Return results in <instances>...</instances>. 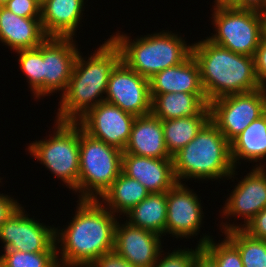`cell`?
<instances>
[{
  "mask_svg": "<svg viewBox=\"0 0 266 267\" xmlns=\"http://www.w3.org/2000/svg\"><path fill=\"white\" fill-rule=\"evenodd\" d=\"M149 191L138 181L129 178L122 172L113 181L111 186L98 199L113 214H123L129 212L134 206L143 201ZM102 200V201H101ZM106 204V205H105Z\"/></svg>",
  "mask_w": 266,
  "mask_h": 267,
  "instance_id": "24",
  "label": "cell"
},
{
  "mask_svg": "<svg viewBox=\"0 0 266 267\" xmlns=\"http://www.w3.org/2000/svg\"><path fill=\"white\" fill-rule=\"evenodd\" d=\"M47 38L40 18L21 17L0 7V42L9 49L15 52L36 48Z\"/></svg>",
  "mask_w": 266,
  "mask_h": 267,
  "instance_id": "18",
  "label": "cell"
},
{
  "mask_svg": "<svg viewBox=\"0 0 266 267\" xmlns=\"http://www.w3.org/2000/svg\"><path fill=\"white\" fill-rule=\"evenodd\" d=\"M150 95L165 93H204L200 69L192 54L182 63L166 68L149 79Z\"/></svg>",
  "mask_w": 266,
  "mask_h": 267,
  "instance_id": "21",
  "label": "cell"
},
{
  "mask_svg": "<svg viewBox=\"0 0 266 267\" xmlns=\"http://www.w3.org/2000/svg\"><path fill=\"white\" fill-rule=\"evenodd\" d=\"M28 216L21 205L0 227V240L4 250L57 252L54 225L47 226Z\"/></svg>",
  "mask_w": 266,
  "mask_h": 267,
  "instance_id": "10",
  "label": "cell"
},
{
  "mask_svg": "<svg viewBox=\"0 0 266 267\" xmlns=\"http://www.w3.org/2000/svg\"><path fill=\"white\" fill-rule=\"evenodd\" d=\"M18 63L36 100L44 97L42 44L32 49L15 51Z\"/></svg>",
  "mask_w": 266,
  "mask_h": 267,
  "instance_id": "28",
  "label": "cell"
},
{
  "mask_svg": "<svg viewBox=\"0 0 266 267\" xmlns=\"http://www.w3.org/2000/svg\"><path fill=\"white\" fill-rule=\"evenodd\" d=\"M22 204L14 200L7 194L0 193V227L5 223L7 218L15 212Z\"/></svg>",
  "mask_w": 266,
  "mask_h": 267,
  "instance_id": "36",
  "label": "cell"
},
{
  "mask_svg": "<svg viewBox=\"0 0 266 267\" xmlns=\"http://www.w3.org/2000/svg\"><path fill=\"white\" fill-rule=\"evenodd\" d=\"M186 183H176L166 192V234L175 238L197 236L204 218L197 194Z\"/></svg>",
  "mask_w": 266,
  "mask_h": 267,
  "instance_id": "14",
  "label": "cell"
},
{
  "mask_svg": "<svg viewBox=\"0 0 266 267\" xmlns=\"http://www.w3.org/2000/svg\"><path fill=\"white\" fill-rule=\"evenodd\" d=\"M263 38L266 40V12H263Z\"/></svg>",
  "mask_w": 266,
  "mask_h": 267,
  "instance_id": "40",
  "label": "cell"
},
{
  "mask_svg": "<svg viewBox=\"0 0 266 267\" xmlns=\"http://www.w3.org/2000/svg\"><path fill=\"white\" fill-rule=\"evenodd\" d=\"M135 118L118 106L103 101L91 108L77 122L93 138L124 151Z\"/></svg>",
  "mask_w": 266,
  "mask_h": 267,
  "instance_id": "13",
  "label": "cell"
},
{
  "mask_svg": "<svg viewBox=\"0 0 266 267\" xmlns=\"http://www.w3.org/2000/svg\"><path fill=\"white\" fill-rule=\"evenodd\" d=\"M10 0H0V7H4Z\"/></svg>",
  "mask_w": 266,
  "mask_h": 267,
  "instance_id": "41",
  "label": "cell"
},
{
  "mask_svg": "<svg viewBox=\"0 0 266 267\" xmlns=\"http://www.w3.org/2000/svg\"><path fill=\"white\" fill-rule=\"evenodd\" d=\"M230 152L234 168L240 159L259 162L253 167H266V112L230 142Z\"/></svg>",
  "mask_w": 266,
  "mask_h": 267,
  "instance_id": "22",
  "label": "cell"
},
{
  "mask_svg": "<svg viewBox=\"0 0 266 267\" xmlns=\"http://www.w3.org/2000/svg\"><path fill=\"white\" fill-rule=\"evenodd\" d=\"M76 42L73 38L48 37L42 43L44 97L66 91L80 50Z\"/></svg>",
  "mask_w": 266,
  "mask_h": 267,
  "instance_id": "15",
  "label": "cell"
},
{
  "mask_svg": "<svg viewBox=\"0 0 266 267\" xmlns=\"http://www.w3.org/2000/svg\"><path fill=\"white\" fill-rule=\"evenodd\" d=\"M77 202L68 226L55 230L59 267H89L100 256L114 250L119 217L99 200L79 199Z\"/></svg>",
  "mask_w": 266,
  "mask_h": 267,
  "instance_id": "1",
  "label": "cell"
},
{
  "mask_svg": "<svg viewBox=\"0 0 266 267\" xmlns=\"http://www.w3.org/2000/svg\"><path fill=\"white\" fill-rule=\"evenodd\" d=\"M4 7L21 17L41 18V3L37 0H10Z\"/></svg>",
  "mask_w": 266,
  "mask_h": 267,
  "instance_id": "32",
  "label": "cell"
},
{
  "mask_svg": "<svg viewBox=\"0 0 266 267\" xmlns=\"http://www.w3.org/2000/svg\"><path fill=\"white\" fill-rule=\"evenodd\" d=\"M224 235L238 248L244 267H266V240L254 238L243 229Z\"/></svg>",
  "mask_w": 266,
  "mask_h": 267,
  "instance_id": "27",
  "label": "cell"
},
{
  "mask_svg": "<svg viewBox=\"0 0 266 267\" xmlns=\"http://www.w3.org/2000/svg\"><path fill=\"white\" fill-rule=\"evenodd\" d=\"M0 265L3 267H59L57 252H21L3 250Z\"/></svg>",
  "mask_w": 266,
  "mask_h": 267,
  "instance_id": "30",
  "label": "cell"
},
{
  "mask_svg": "<svg viewBox=\"0 0 266 267\" xmlns=\"http://www.w3.org/2000/svg\"><path fill=\"white\" fill-rule=\"evenodd\" d=\"M209 108L210 120L231 142L266 112V88L214 99Z\"/></svg>",
  "mask_w": 266,
  "mask_h": 267,
  "instance_id": "9",
  "label": "cell"
},
{
  "mask_svg": "<svg viewBox=\"0 0 266 267\" xmlns=\"http://www.w3.org/2000/svg\"><path fill=\"white\" fill-rule=\"evenodd\" d=\"M89 267H137L118 255L114 250L103 254Z\"/></svg>",
  "mask_w": 266,
  "mask_h": 267,
  "instance_id": "35",
  "label": "cell"
},
{
  "mask_svg": "<svg viewBox=\"0 0 266 267\" xmlns=\"http://www.w3.org/2000/svg\"><path fill=\"white\" fill-rule=\"evenodd\" d=\"M210 120V108L206 105L197 115L191 117L162 120L164 141L168 153L173 156L191 140Z\"/></svg>",
  "mask_w": 266,
  "mask_h": 267,
  "instance_id": "26",
  "label": "cell"
},
{
  "mask_svg": "<svg viewBox=\"0 0 266 267\" xmlns=\"http://www.w3.org/2000/svg\"><path fill=\"white\" fill-rule=\"evenodd\" d=\"M123 153L149 158H172L164 141L162 120L152 113L136 117Z\"/></svg>",
  "mask_w": 266,
  "mask_h": 267,
  "instance_id": "20",
  "label": "cell"
},
{
  "mask_svg": "<svg viewBox=\"0 0 266 267\" xmlns=\"http://www.w3.org/2000/svg\"><path fill=\"white\" fill-rule=\"evenodd\" d=\"M104 101L135 117L151 113L149 79L129 68L122 60L112 70Z\"/></svg>",
  "mask_w": 266,
  "mask_h": 267,
  "instance_id": "12",
  "label": "cell"
},
{
  "mask_svg": "<svg viewBox=\"0 0 266 267\" xmlns=\"http://www.w3.org/2000/svg\"><path fill=\"white\" fill-rule=\"evenodd\" d=\"M234 7L255 10L263 13L266 12V0H238Z\"/></svg>",
  "mask_w": 266,
  "mask_h": 267,
  "instance_id": "38",
  "label": "cell"
},
{
  "mask_svg": "<svg viewBox=\"0 0 266 267\" xmlns=\"http://www.w3.org/2000/svg\"><path fill=\"white\" fill-rule=\"evenodd\" d=\"M121 172L138 180L149 193L167 192L177 183L172 158H149L123 153Z\"/></svg>",
  "mask_w": 266,
  "mask_h": 267,
  "instance_id": "17",
  "label": "cell"
},
{
  "mask_svg": "<svg viewBox=\"0 0 266 267\" xmlns=\"http://www.w3.org/2000/svg\"><path fill=\"white\" fill-rule=\"evenodd\" d=\"M163 237L155 232L117 221L114 251L137 267H152L162 251Z\"/></svg>",
  "mask_w": 266,
  "mask_h": 267,
  "instance_id": "16",
  "label": "cell"
},
{
  "mask_svg": "<svg viewBox=\"0 0 266 267\" xmlns=\"http://www.w3.org/2000/svg\"><path fill=\"white\" fill-rule=\"evenodd\" d=\"M198 246L202 247L215 261L218 267H244L238 248L225 236L215 243L208 234L199 239Z\"/></svg>",
  "mask_w": 266,
  "mask_h": 267,
  "instance_id": "29",
  "label": "cell"
},
{
  "mask_svg": "<svg viewBox=\"0 0 266 267\" xmlns=\"http://www.w3.org/2000/svg\"><path fill=\"white\" fill-rule=\"evenodd\" d=\"M78 199L98 200L121 173L120 149L93 138L79 124Z\"/></svg>",
  "mask_w": 266,
  "mask_h": 267,
  "instance_id": "7",
  "label": "cell"
},
{
  "mask_svg": "<svg viewBox=\"0 0 266 267\" xmlns=\"http://www.w3.org/2000/svg\"><path fill=\"white\" fill-rule=\"evenodd\" d=\"M243 230L254 238L266 240V207Z\"/></svg>",
  "mask_w": 266,
  "mask_h": 267,
  "instance_id": "33",
  "label": "cell"
},
{
  "mask_svg": "<svg viewBox=\"0 0 266 267\" xmlns=\"http://www.w3.org/2000/svg\"><path fill=\"white\" fill-rule=\"evenodd\" d=\"M172 160L178 183L192 178L201 181L229 180L238 175L231 159L230 142L211 120L193 140L172 156Z\"/></svg>",
  "mask_w": 266,
  "mask_h": 267,
  "instance_id": "4",
  "label": "cell"
},
{
  "mask_svg": "<svg viewBox=\"0 0 266 267\" xmlns=\"http://www.w3.org/2000/svg\"><path fill=\"white\" fill-rule=\"evenodd\" d=\"M238 0H215L213 8L234 7Z\"/></svg>",
  "mask_w": 266,
  "mask_h": 267,
  "instance_id": "39",
  "label": "cell"
},
{
  "mask_svg": "<svg viewBox=\"0 0 266 267\" xmlns=\"http://www.w3.org/2000/svg\"><path fill=\"white\" fill-rule=\"evenodd\" d=\"M151 96V113L160 120L191 117L209 105L205 93H165Z\"/></svg>",
  "mask_w": 266,
  "mask_h": 267,
  "instance_id": "23",
  "label": "cell"
},
{
  "mask_svg": "<svg viewBox=\"0 0 266 267\" xmlns=\"http://www.w3.org/2000/svg\"><path fill=\"white\" fill-rule=\"evenodd\" d=\"M162 252L164 251L162 250L160 252L157 261L152 267H193L195 250L192 248L189 249L184 247V249H174L171 253L168 251L165 256Z\"/></svg>",
  "mask_w": 266,
  "mask_h": 267,
  "instance_id": "31",
  "label": "cell"
},
{
  "mask_svg": "<svg viewBox=\"0 0 266 267\" xmlns=\"http://www.w3.org/2000/svg\"><path fill=\"white\" fill-rule=\"evenodd\" d=\"M253 57L259 84L266 88V40L264 38H262Z\"/></svg>",
  "mask_w": 266,
  "mask_h": 267,
  "instance_id": "34",
  "label": "cell"
},
{
  "mask_svg": "<svg viewBox=\"0 0 266 267\" xmlns=\"http://www.w3.org/2000/svg\"><path fill=\"white\" fill-rule=\"evenodd\" d=\"M192 56L200 69V80L208 102L259 88L254 57L234 53L203 39L192 43Z\"/></svg>",
  "mask_w": 266,
  "mask_h": 267,
  "instance_id": "3",
  "label": "cell"
},
{
  "mask_svg": "<svg viewBox=\"0 0 266 267\" xmlns=\"http://www.w3.org/2000/svg\"><path fill=\"white\" fill-rule=\"evenodd\" d=\"M229 194L221 210L222 218L235 217L236 221V218L242 217L244 223L239 225L227 221L221 223L222 233L245 228L253 217L266 207V167H253Z\"/></svg>",
  "mask_w": 266,
  "mask_h": 267,
  "instance_id": "11",
  "label": "cell"
},
{
  "mask_svg": "<svg viewBox=\"0 0 266 267\" xmlns=\"http://www.w3.org/2000/svg\"><path fill=\"white\" fill-rule=\"evenodd\" d=\"M80 52L67 89L60 93L57 121L77 122L91 108L103 102L110 74L121 61V50L111 38L94 50L88 59Z\"/></svg>",
  "mask_w": 266,
  "mask_h": 267,
  "instance_id": "2",
  "label": "cell"
},
{
  "mask_svg": "<svg viewBox=\"0 0 266 267\" xmlns=\"http://www.w3.org/2000/svg\"><path fill=\"white\" fill-rule=\"evenodd\" d=\"M129 224L166 235L167 202L166 192L150 193L143 201L125 214Z\"/></svg>",
  "mask_w": 266,
  "mask_h": 267,
  "instance_id": "25",
  "label": "cell"
},
{
  "mask_svg": "<svg viewBox=\"0 0 266 267\" xmlns=\"http://www.w3.org/2000/svg\"><path fill=\"white\" fill-rule=\"evenodd\" d=\"M54 132L48 139L29 143L28 152L43 164L47 170L74 193L78 194L79 165V123L55 121Z\"/></svg>",
  "mask_w": 266,
  "mask_h": 267,
  "instance_id": "6",
  "label": "cell"
},
{
  "mask_svg": "<svg viewBox=\"0 0 266 267\" xmlns=\"http://www.w3.org/2000/svg\"><path fill=\"white\" fill-rule=\"evenodd\" d=\"M84 0H45L41 22L48 37L73 38L83 17ZM84 6V7H83Z\"/></svg>",
  "mask_w": 266,
  "mask_h": 267,
  "instance_id": "19",
  "label": "cell"
},
{
  "mask_svg": "<svg viewBox=\"0 0 266 267\" xmlns=\"http://www.w3.org/2000/svg\"><path fill=\"white\" fill-rule=\"evenodd\" d=\"M193 267H218L216 261L200 246L195 248Z\"/></svg>",
  "mask_w": 266,
  "mask_h": 267,
  "instance_id": "37",
  "label": "cell"
},
{
  "mask_svg": "<svg viewBox=\"0 0 266 267\" xmlns=\"http://www.w3.org/2000/svg\"><path fill=\"white\" fill-rule=\"evenodd\" d=\"M173 31L162 30L141 35L133 41L127 34L115 32L110 38L121 50V60L141 76L150 79L166 68L184 62L192 54V44ZM179 35V36H178Z\"/></svg>",
  "mask_w": 266,
  "mask_h": 267,
  "instance_id": "5",
  "label": "cell"
},
{
  "mask_svg": "<svg viewBox=\"0 0 266 267\" xmlns=\"http://www.w3.org/2000/svg\"><path fill=\"white\" fill-rule=\"evenodd\" d=\"M215 34L207 39L234 53L253 57L263 38V13L235 7L213 8Z\"/></svg>",
  "mask_w": 266,
  "mask_h": 267,
  "instance_id": "8",
  "label": "cell"
}]
</instances>
